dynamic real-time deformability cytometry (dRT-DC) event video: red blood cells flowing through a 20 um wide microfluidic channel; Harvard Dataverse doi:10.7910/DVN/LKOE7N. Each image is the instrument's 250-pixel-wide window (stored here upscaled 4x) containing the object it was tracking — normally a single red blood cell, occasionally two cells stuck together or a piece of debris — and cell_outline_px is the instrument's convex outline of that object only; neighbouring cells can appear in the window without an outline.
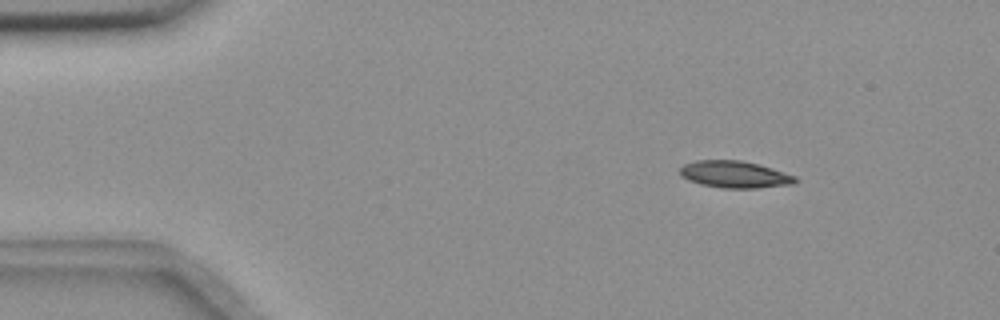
{"species": "common noctule bat (a hibernating species)", "species_latin": "Nyctalus noctula", "temperature_condition": "room temperature", "stored_images_in_passage": 5, "camera_frame_rate_fps": 3000, "um_per_image_px": 0.085, "animal": {"sex": "female", "body_mass_g": 18.4}, "frame": {"image": 1, "passage_image": 2, "time_ms": 0.333, "image_size_px": [1000, 320], "cell_outline_px": [[800, 180], [792, 184], [756, 188], [724, 188], [700, 184], [688, 180], [680, 176], [680, 168], [684, 164], [696, 160], [740, 160], [772, 168], [796, 176]], "centroid_in_image_um": [62.44, 14.83], "position_along_channel_um": 22.6, "area_um2": 18.09}}
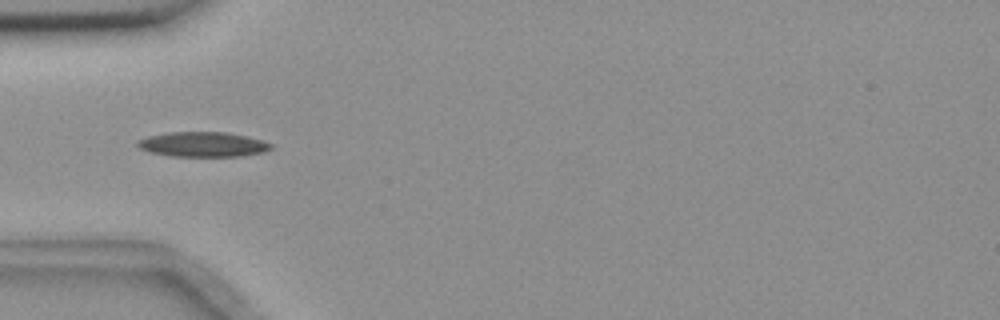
{"frame": {"image": 2, "passage_image": 5, "time_ms": 1.333, "image_size_px": [1000, 320], "cell_outline_px": [[272, 148], [264, 152], [240, 156], [172, 156], [148, 152], [140, 148], [136, 144], [136, 140], [148, 136], [168, 132], [224, 132], [248, 136], [272, 144]], "centroid_in_image_um": [17.21, 12.27], "position_along_channel_um": 67.8, "area_um2": 19.36}}